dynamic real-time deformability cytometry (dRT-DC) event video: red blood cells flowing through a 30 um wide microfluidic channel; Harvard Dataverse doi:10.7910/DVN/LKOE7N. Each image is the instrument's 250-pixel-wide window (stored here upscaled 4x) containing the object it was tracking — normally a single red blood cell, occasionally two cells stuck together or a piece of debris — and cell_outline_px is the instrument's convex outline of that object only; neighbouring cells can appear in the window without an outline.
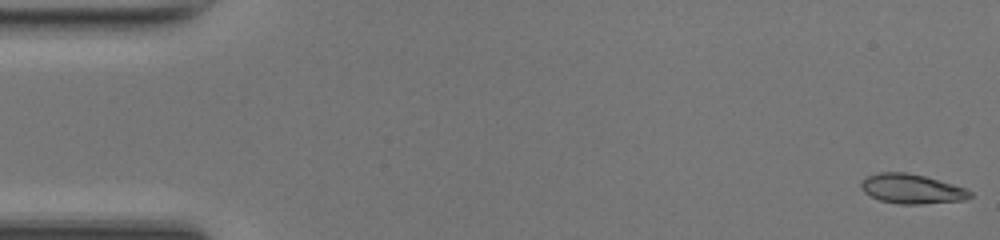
{"species": "common noctule bat (a hibernating species)", "species_latin": "Nyctalus noctula", "temperature_condition": "room temperature", "stored_images_in_passage": 49, "camera_frame_rate_fps": 3000, "um_per_image_px": 0.085, "animal": {"sex": "female", "body_mass_g": 17.0, "forearm_length_mm": 48.0}, "frame": {"image": 1, "passage_image": 1, "time_ms": 0.0, "image_size_px": [1000, 240], "cell_outline_px": [[972, 196], [964, 200], [920, 204], [900, 204], [880, 200], [864, 192], [860, 188], [860, 184], [868, 176], [880, 172], [904, 172], [924, 176], [952, 184], [964, 188], [972, 192]], "centroid_in_image_um": [77.49, 16.06], "position_along_channel_um": 7.5, "area_um2": 18.5}}
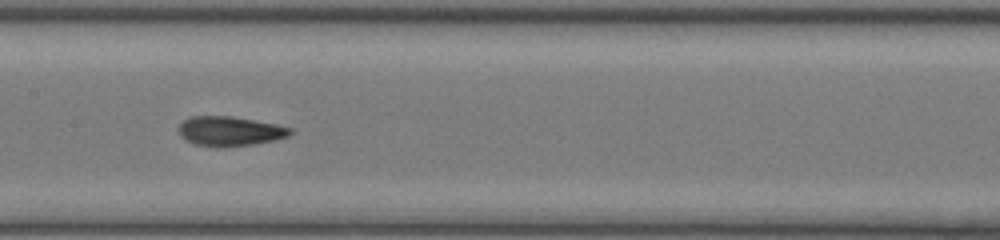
{"frame": {"image": 2, "passage_image": 24, "time_ms": 7.667, "image_size_px": [1000, 240], "cell_outline_px": [[292, 132], [288, 136], [276, 140], [252, 144], [224, 148], [216, 148], [196, 144], [180, 136], [180, 124], [184, 120], [192, 116], [232, 116], [276, 124], [292, 128]], "centroid_in_image_um": [19.56, 11.16], "position_along_channel_um": 187.8, "area_um2": 19.25}}
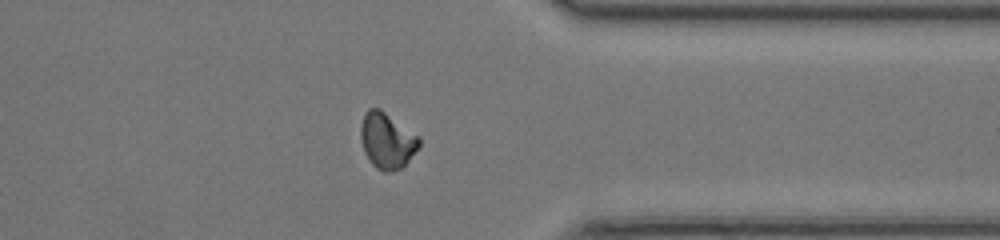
{"frame": {"image": 3, "passage_image": 38, "time_ms": 12.333, "image_size_px": [1000, 240], "cell_outline_px": [[420, 144], [408, 160], [400, 168], [392, 172], [384, 172], [376, 168], [368, 160], [364, 152], [360, 136], [360, 124], [364, 112], [368, 108], [380, 108], [420, 136]], "centroid_in_image_um": [32.86, 11.93], "position_along_channel_um": 378.5, "area_um2": 19.19}, "authors_computed_cell_mechanics": {"area_um2": 18.496, "velocity_mm_per_s": 4.281, "shape_relaxation_time_tau1_ms": 10.1638, "shape_relaxation_time_tau2_ms": 1.8823, "deformation_change_tau1": 0.2212, "deformation_change_tau2": 0.0515}}